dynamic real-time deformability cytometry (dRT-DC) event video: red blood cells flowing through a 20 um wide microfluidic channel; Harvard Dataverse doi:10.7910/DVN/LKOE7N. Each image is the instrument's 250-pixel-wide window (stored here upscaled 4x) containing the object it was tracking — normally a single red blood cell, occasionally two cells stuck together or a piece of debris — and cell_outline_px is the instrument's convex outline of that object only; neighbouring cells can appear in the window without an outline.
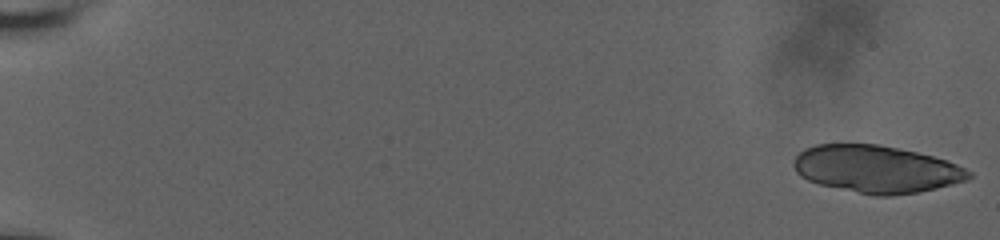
{"species": "human", "species_latin": "Homo sapiens", "temperature_condition": "room temperature", "stored_images_in_passage": 21, "camera_frame_rate_fps": 3000, "um_per_image_px": 0.085, "donor": {"sex": "male"}, "frame": {"image": 1, "passage_image": 1, "time_ms": 0.0, "image_size_px": [1000, 240], "cell_outline_px": [[972, 176], [968, 180], [936, 188], [916, 192], [892, 196], [876, 196], [820, 184], [808, 180], [800, 176], [796, 172], [792, 164], [796, 156], [804, 148], [816, 144], [880, 144], [916, 152], [932, 156], [956, 164], [972, 172]], "centroid_in_image_um": [74.47, 14.37], "position_along_channel_um": 10.5, "area_um2": 48.15}}
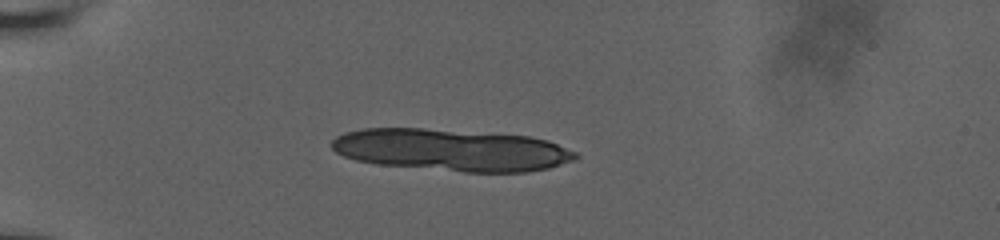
{"frame": {"image": 2, "passage_image": 17, "time_ms": 5.333, "image_size_px": [1000, 240], "cell_outline_px": [[580, 156], [576, 160], [548, 168], [528, 172], [464, 172], [376, 164], [356, 160], [344, 156], [336, 152], [332, 148], [332, 140], [336, 136], [344, 132], [364, 128], [424, 128], [528, 136], [548, 140], [576, 152]], "centroid_in_image_um": [38.38, 12.75], "position_along_channel_um": 46.6, "area_um2": 59.88}}